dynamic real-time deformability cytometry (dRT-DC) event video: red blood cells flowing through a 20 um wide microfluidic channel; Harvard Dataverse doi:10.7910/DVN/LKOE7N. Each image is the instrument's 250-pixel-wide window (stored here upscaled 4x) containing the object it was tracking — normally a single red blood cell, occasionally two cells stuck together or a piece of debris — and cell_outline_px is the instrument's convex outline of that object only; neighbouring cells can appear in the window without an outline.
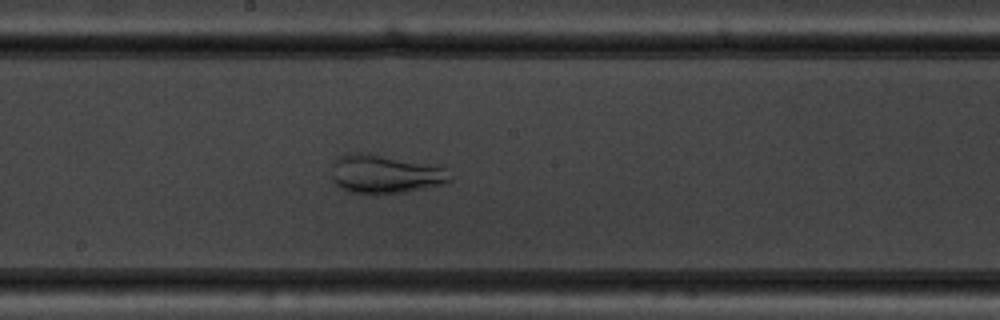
{"species": "common noctule bat (a hibernating species)", "species_latin": "Nyctalus noctula", "temperature_condition": "warm", "stored_images_in_passage": 43, "camera_frame_rate_fps": 3000, "um_per_image_px": 0.085, "animal": {"sex": "male", "body_mass_g": 19.5, "forearm_length_mm": 54.6}, "frame": {"image": 1, "passage_image": 18, "time_ms": 5.667, "image_size_px": [1000, 320], "cell_outline_px": [[452, 180], [444, 184], [404, 192], [372, 196], [348, 192], [340, 188], [332, 180], [332, 164], [336, 156], [344, 152], [368, 152], [428, 164], [444, 168]], "centroid_in_image_um": [32.62, 14.8], "position_along_channel_um": 215.6, "area_um2": 27.34}}
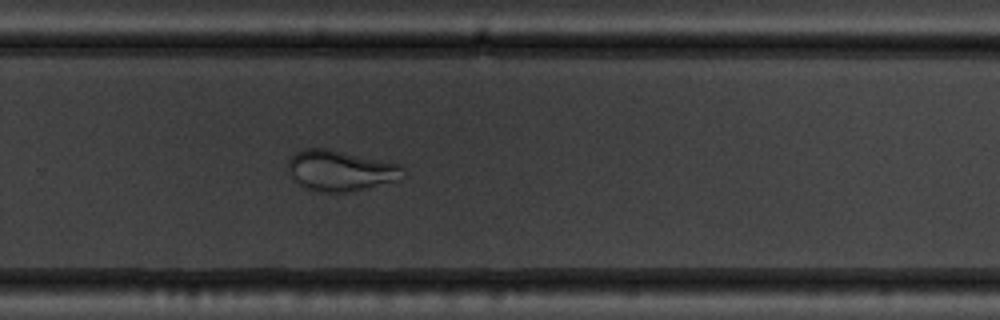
{"frame": {"image": 2, "passage_image": 25, "time_ms": 8.0, "image_size_px": [1000, 320], "cell_outline_px": [[404, 176], [400, 180], [364, 188], [344, 192], [320, 192], [304, 188], [288, 172], [288, 160], [296, 152], [304, 148], [328, 148], [400, 164], [404, 168]], "centroid_in_image_um": [28.94, 14.49], "position_along_channel_um": 300.9, "area_um2": 27.22}}
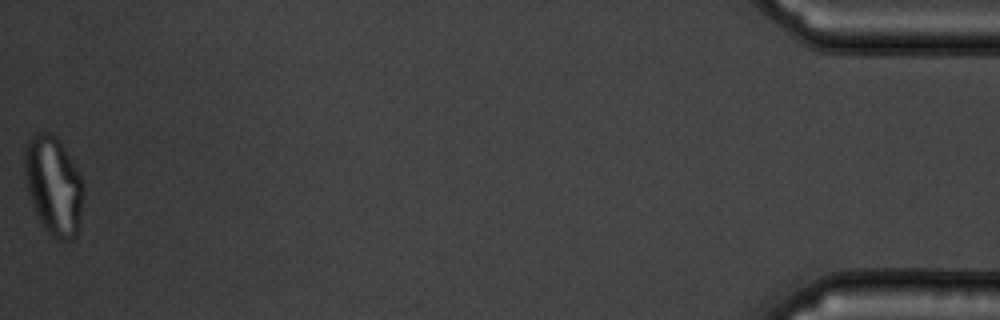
{"frame": {"image": 3, "passage_image": 43, "time_ms": 14.0, "image_size_px": [1000, 320], "cell_outline_px": [[84, 184], [80, 212], [76, 236], [72, 240], [60, 240], [52, 236], [44, 228], [36, 212], [28, 192], [24, 172], [24, 152], [28, 140], [36, 132], [48, 132], [56, 136], [64, 148], [80, 176]], "centroid_in_image_um": [4.53, 15.75], "position_along_channel_um": 430.7, "area_um2": 33.29}}